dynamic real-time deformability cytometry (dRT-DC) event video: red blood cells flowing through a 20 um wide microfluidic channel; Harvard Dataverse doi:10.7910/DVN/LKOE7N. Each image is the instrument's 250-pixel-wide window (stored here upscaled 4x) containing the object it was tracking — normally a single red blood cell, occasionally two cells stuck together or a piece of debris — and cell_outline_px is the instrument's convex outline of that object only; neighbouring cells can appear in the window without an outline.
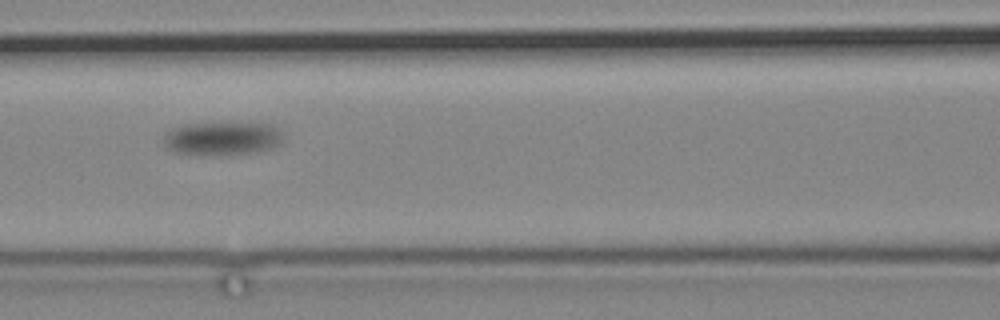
{"species": "common noctule bat (a hibernating species)", "species_latin": "Nyctalus noctula", "temperature_condition": "cold", "stored_images_in_passage": 8, "camera_frame_rate_fps": 3000, "um_per_image_px": 0.085, "animal": {"sex": "male", "body_mass_g": 19.2, "forearm_length_mm": 51.8}, "frame": {"image": 1, "passage_image": 5, "time_ms": 5.333, "image_size_px": [1000, 320], "cell_outline_px": [[284, 140], [280, 144], [256, 152], [212, 156], [204, 156], [176, 152], [168, 148], [164, 144], [164, 136], [172, 128], [180, 124], [276, 124], [284, 136]], "centroid_in_image_um": [18.91, 11.79], "position_along_channel_um": 147.7, "area_um2": 23.35}}
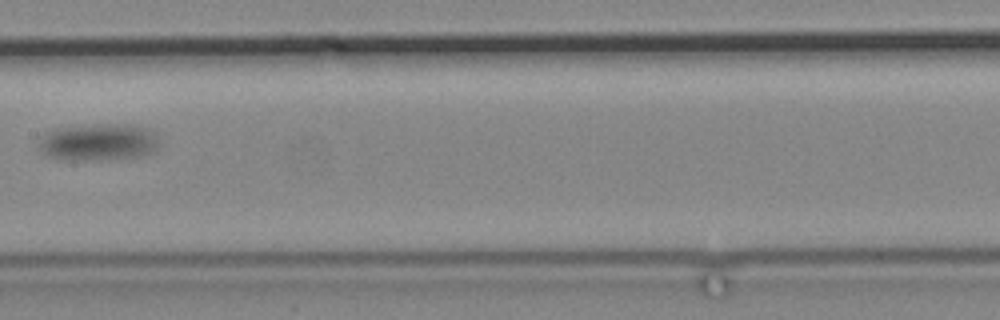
{"frame": {"image": 2, "passage_image": 6, "time_ms": 7.333, "image_size_px": [1000, 320], "cell_outline_px": [[160, 144], [148, 156], [88, 160], [72, 160], [48, 156], [40, 152], [36, 148], [40, 136], [44, 132], [56, 128], [100, 124], [128, 124], [148, 128], [156, 132]], "centroid_in_image_um": [8.36, 12.07], "position_along_channel_um": 199.0, "area_um2": 26.53}}
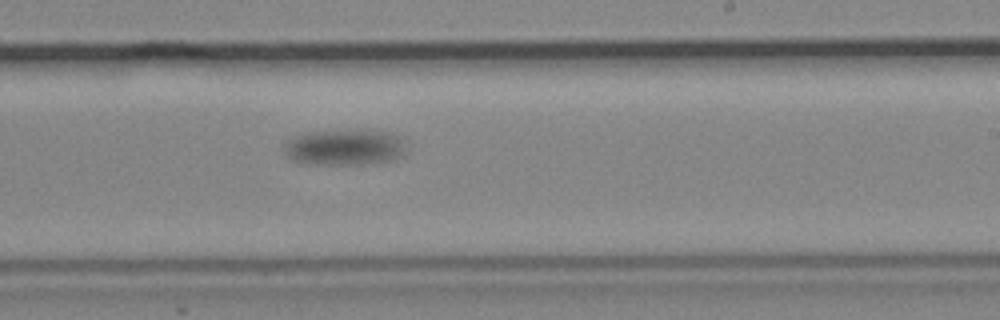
{"frame": {"image": 3, "passage_image": 8, "time_ms": 9.667, "image_size_px": [1000, 320], "cell_outline_px": [[404, 152], [400, 156], [392, 160], [356, 164], [304, 164], [288, 156], [284, 152], [284, 140], [308, 132], [388, 132], [400, 136], [404, 148]], "centroid_in_image_um": [29.23, 12.55], "position_along_channel_um": 259.8, "area_um2": 24.68}}